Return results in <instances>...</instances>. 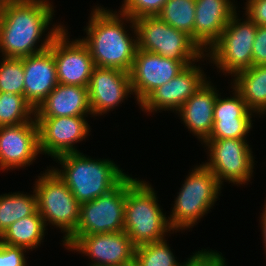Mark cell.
Instances as JSON below:
<instances>
[{
  "instance_id": "cell-1",
  "label": "cell",
  "mask_w": 266,
  "mask_h": 266,
  "mask_svg": "<svg viewBox=\"0 0 266 266\" xmlns=\"http://www.w3.org/2000/svg\"><path fill=\"white\" fill-rule=\"evenodd\" d=\"M54 8L50 0H9L1 4V57L22 58L48 49L65 27L53 23Z\"/></svg>"
},
{
  "instance_id": "cell-2",
  "label": "cell",
  "mask_w": 266,
  "mask_h": 266,
  "mask_svg": "<svg viewBox=\"0 0 266 266\" xmlns=\"http://www.w3.org/2000/svg\"><path fill=\"white\" fill-rule=\"evenodd\" d=\"M98 5L93 6L85 26L87 36L80 40L88 47L95 66L130 72L138 49L134 20L119 10Z\"/></svg>"
},
{
  "instance_id": "cell-3",
  "label": "cell",
  "mask_w": 266,
  "mask_h": 266,
  "mask_svg": "<svg viewBox=\"0 0 266 266\" xmlns=\"http://www.w3.org/2000/svg\"><path fill=\"white\" fill-rule=\"evenodd\" d=\"M53 161L51 167L66 183L77 201L82 204L110 192L129 174L111 159H94L83 152L66 153Z\"/></svg>"
},
{
  "instance_id": "cell-4",
  "label": "cell",
  "mask_w": 266,
  "mask_h": 266,
  "mask_svg": "<svg viewBox=\"0 0 266 266\" xmlns=\"http://www.w3.org/2000/svg\"><path fill=\"white\" fill-rule=\"evenodd\" d=\"M156 194L149 181L127 176L123 231L135 247L165 239L173 232L166 213H163L162 207L158 204Z\"/></svg>"
},
{
  "instance_id": "cell-5",
  "label": "cell",
  "mask_w": 266,
  "mask_h": 266,
  "mask_svg": "<svg viewBox=\"0 0 266 266\" xmlns=\"http://www.w3.org/2000/svg\"><path fill=\"white\" fill-rule=\"evenodd\" d=\"M189 171L167 216L173 234L196 226L222 193V186L203 162Z\"/></svg>"
},
{
  "instance_id": "cell-6",
  "label": "cell",
  "mask_w": 266,
  "mask_h": 266,
  "mask_svg": "<svg viewBox=\"0 0 266 266\" xmlns=\"http://www.w3.org/2000/svg\"><path fill=\"white\" fill-rule=\"evenodd\" d=\"M47 166L33 187L37 211L46 227L51 225L64 233L62 244L75 232L80 218V203L59 175Z\"/></svg>"
},
{
  "instance_id": "cell-7",
  "label": "cell",
  "mask_w": 266,
  "mask_h": 266,
  "mask_svg": "<svg viewBox=\"0 0 266 266\" xmlns=\"http://www.w3.org/2000/svg\"><path fill=\"white\" fill-rule=\"evenodd\" d=\"M238 15L237 11L232 15L219 39L205 53L217 72L231 77L252 66V48L258 27L246 14L242 15L245 19Z\"/></svg>"
},
{
  "instance_id": "cell-8",
  "label": "cell",
  "mask_w": 266,
  "mask_h": 266,
  "mask_svg": "<svg viewBox=\"0 0 266 266\" xmlns=\"http://www.w3.org/2000/svg\"><path fill=\"white\" fill-rule=\"evenodd\" d=\"M138 49L183 62L186 66L207 62V56L186 33L165 23L158 16L134 20Z\"/></svg>"
},
{
  "instance_id": "cell-9",
  "label": "cell",
  "mask_w": 266,
  "mask_h": 266,
  "mask_svg": "<svg viewBox=\"0 0 266 266\" xmlns=\"http://www.w3.org/2000/svg\"><path fill=\"white\" fill-rule=\"evenodd\" d=\"M247 139H206L208 161L203 162L215 175L219 184L248 185L253 176L256 162L252 145Z\"/></svg>"
},
{
  "instance_id": "cell-10",
  "label": "cell",
  "mask_w": 266,
  "mask_h": 266,
  "mask_svg": "<svg viewBox=\"0 0 266 266\" xmlns=\"http://www.w3.org/2000/svg\"><path fill=\"white\" fill-rule=\"evenodd\" d=\"M127 177L110 192L80 204L75 232L61 245L68 249L80 236L124 230Z\"/></svg>"
},
{
  "instance_id": "cell-11",
  "label": "cell",
  "mask_w": 266,
  "mask_h": 266,
  "mask_svg": "<svg viewBox=\"0 0 266 266\" xmlns=\"http://www.w3.org/2000/svg\"><path fill=\"white\" fill-rule=\"evenodd\" d=\"M88 116L35 117L41 154L53 160L66 153L80 152L75 144L91 135Z\"/></svg>"
},
{
  "instance_id": "cell-12",
  "label": "cell",
  "mask_w": 266,
  "mask_h": 266,
  "mask_svg": "<svg viewBox=\"0 0 266 266\" xmlns=\"http://www.w3.org/2000/svg\"><path fill=\"white\" fill-rule=\"evenodd\" d=\"M66 26L53 39L50 49L56 62L58 82L88 87L95 68L88 47L80 38L70 40Z\"/></svg>"
},
{
  "instance_id": "cell-13",
  "label": "cell",
  "mask_w": 266,
  "mask_h": 266,
  "mask_svg": "<svg viewBox=\"0 0 266 266\" xmlns=\"http://www.w3.org/2000/svg\"><path fill=\"white\" fill-rule=\"evenodd\" d=\"M198 65V66H197ZM191 64L176 77L153 90L140 104L144 113L177 112L210 77L199 64ZM202 68V69H201Z\"/></svg>"
},
{
  "instance_id": "cell-14",
  "label": "cell",
  "mask_w": 266,
  "mask_h": 266,
  "mask_svg": "<svg viewBox=\"0 0 266 266\" xmlns=\"http://www.w3.org/2000/svg\"><path fill=\"white\" fill-rule=\"evenodd\" d=\"M39 149L36 119L30 122L0 126V170H15L35 162Z\"/></svg>"
},
{
  "instance_id": "cell-15",
  "label": "cell",
  "mask_w": 266,
  "mask_h": 266,
  "mask_svg": "<svg viewBox=\"0 0 266 266\" xmlns=\"http://www.w3.org/2000/svg\"><path fill=\"white\" fill-rule=\"evenodd\" d=\"M186 67L181 61L137 49L129 73L138 106L153 90L176 77Z\"/></svg>"
},
{
  "instance_id": "cell-16",
  "label": "cell",
  "mask_w": 266,
  "mask_h": 266,
  "mask_svg": "<svg viewBox=\"0 0 266 266\" xmlns=\"http://www.w3.org/2000/svg\"><path fill=\"white\" fill-rule=\"evenodd\" d=\"M135 248L127 233L120 231L82 235L67 250L88 256L89 266H118L134 259Z\"/></svg>"
},
{
  "instance_id": "cell-17",
  "label": "cell",
  "mask_w": 266,
  "mask_h": 266,
  "mask_svg": "<svg viewBox=\"0 0 266 266\" xmlns=\"http://www.w3.org/2000/svg\"><path fill=\"white\" fill-rule=\"evenodd\" d=\"M92 116L113 111L125 99L134 96L130 73L116 68L95 66L88 85Z\"/></svg>"
},
{
  "instance_id": "cell-18",
  "label": "cell",
  "mask_w": 266,
  "mask_h": 266,
  "mask_svg": "<svg viewBox=\"0 0 266 266\" xmlns=\"http://www.w3.org/2000/svg\"><path fill=\"white\" fill-rule=\"evenodd\" d=\"M234 0H196L193 41L206 51L219 39L238 10Z\"/></svg>"
},
{
  "instance_id": "cell-19",
  "label": "cell",
  "mask_w": 266,
  "mask_h": 266,
  "mask_svg": "<svg viewBox=\"0 0 266 266\" xmlns=\"http://www.w3.org/2000/svg\"><path fill=\"white\" fill-rule=\"evenodd\" d=\"M21 59L24 67V97L36 110L59 83L56 62L50 48Z\"/></svg>"
},
{
  "instance_id": "cell-20",
  "label": "cell",
  "mask_w": 266,
  "mask_h": 266,
  "mask_svg": "<svg viewBox=\"0 0 266 266\" xmlns=\"http://www.w3.org/2000/svg\"><path fill=\"white\" fill-rule=\"evenodd\" d=\"M218 93L219 90L208 79L175 113L201 144L212 131Z\"/></svg>"
},
{
  "instance_id": "cell-21",
  "label": "cell",
  "mask_w": 266,
  "mask_h": 266,
  "mask_svg": "<svg viewBox=\"0 0 266 266\" xmlns=\"http://www.w3.org/2000/svg\"><path fill=\"white\" fill-rule=\"evenodd\" d=\"M91 115L88 87L58 85L35 110V117Z\"/></svg>"
},
{
  "instance_id": "cell-22",
  "label": "cell",
  "mask_w": 266,
  "mask_h": 266,
  "mask_svg": "<svg viewBox=\"0 0 266 266\" xmlns=\"http://www.w3.org/2000/svg\"><path fill=\"white\" fill-rule=\"evenodd\" d=\"M233 77L230 85L241 95L247 108L259 118L266 115V65H253Z\"/></svg>"
},
{
  "instance_id": "cell-23",
  "label": "cell",
  "mask_w": 266,
  "mask_h": 266,
  "mask_svg": "<svg viewBox=\"0 0 266 266\" xmlns=\"http://www.w3.org/2000/svg\"><path fill=\"white\" fill-rule=\"evenodd\" d=\"M46 230L44 220L36 210L32 215L11 224L0 237V242L33 251L44 242Z\"/></svg>"
},
{
  "instance_id": "cell-24",
  "label": "cell",
  "mask_w": 266,
  "mask_h": 266,
  "mask_svg": "<svg viewBox=\"0 0 266 266\" xmlns=\"http://www.w3.org/2000/svg\"><path fill=\"white\" fill-rule=\"evenodd\" d=\"M9 192L0 195V237L17 220L32 215L37 210L36 194Z\"/></svg>"
},
{
  "instance_id": "cell-25",
  "label": "cell",
  "mask_w": 266,
  "mask_h": 266,
  "mask_svg": "<svg viewBox=\"0 0 266 266\" xmlns=\"http://www.w3.org/2000/svg\"><path fill=\"white\" fill-rule=\"evenodd\" d=\"M195 6L196 0H167L157 16L193 40Z\"/></svg>"
},
{
  "instance_id": "cell-26",
  "label": "cell",
  "mask_w": 266,
  "mask_h": 266,
  "mask_svg": "<svg viewBox=\"0 0 266 266\" xmlns=\"http://www.w3.org/2000/svg\"><path fill=\"white\" fill-rule=\"evenodd\" d=\"M35 109L24 95L0 92V126L33 121Z\"/></svg>"
},
{
  "instance_id": "cell-27",
  "label": "cell",
  "mask_w": 266,
  "mask_h": 266,
  "mask_svg": "<svg viewBox=\"0 0 266 266\" xmlns=\"http://www.w3.org/2000/svg\"><path fill=\"white\" fill-rule=\"evenodd\" d=\"M134 259L139 266H181L182 264L181 260L178 262L166 238L137 246Z\"/></svg>"
},
{
  "instance_id": "cell-28",
  "label": "cell",
  "mask_w": 266,
  "mask_h": 266,
  "mask_svg": "<svg viewBox=\"0 0 266 266\" xmlns=\"http://www.w3.org/2000/svg\"><path fill=\"white\" fill-rule=\"evenodd\" d=\"M0 60V92L24 95V67L21 58Z\"/></svg>"
},
{
  "instance_id": "cell-29",
  "label": "cell",
  "mask_w": 266,
  "mask_h": 266,
  "mask_svg": "<svg viewBox=\"0 0 266 266\" xmlns=\"http://www.w3.org/2000/svg\"><path fill=\"white\" fill-rule=\"evenodd\" d=\"M233 96L221 97L218 93L214 104V119L254 118L255 114L247 108L241 95L231 86Z\"/></svg>"
},
{
  "instance_id": "cell-30",
  "label": "cell",
  "mask_w": 266,
  "mask_h": 266,
  "mask_svg": "<svg viewBox=\"0 0 266 266\" xmlns=\"http://www.w3.org/2000/svg\"><path fill=\"white\" fill-rule=\"evenodd\" d=\"M252 118L214 119L213 128L207 139H247L252 131Z\"/></svg>"
},
{
  "instance_id": "cell-31",
  "label": "cell",
  "mask_w": 266,
  "mask_h": 266,
  "mask_svg": "<svg viewBox=\"0 0 266 266\" xmlns=\"http://www.w3.org/2000/svg\"><path fill=\"white\" fill-rule=\"evenodd\" d=\"M167 0H123L120 12L133 20L144 16H157Z\"/></svg>"
},
{
  "instance_id": "cell-32",
  "label": "cell",
  "mask_w": 266,
  "mask_h": 266,
  "mask_svg": "<svg viewBox=\"0 0 266 266\" xmlns=\"http://www.w3.org/2000/svg\"><path fill=\"white\" fill-rule=\"evenodd\" d=\"M187 260L182 262L181 266H227L226 259L221 252L216 250L202 249L192 253Z\"/></svg>"
},
{
  "instance_id": "cell-33",
  "label": "cell",
  "mask_w": 266,
  "mask_h": 266,
  "mask_svg": "<svg viewBox=\"0 0 266 266\" xmlns=\"http://www.w3.org/2000/svg\"><path fill=\"white\" fill-rule=\"evenodd\" d=\"M26 252L28 251L22 247L0 242V266H27Z\"/></svg>"
},
{
  "instance_id": "cell-34",
  "label": "cell",
  "mask_w": 266,
  "mask_h": 266,
  "mask_svg": "<svg viewBox=\"0 0 266 266\" xmlns=\"http://www.w3.org/2000/svg\"><path fill=\"white\" fill-rule=\"evenodd\" d=\"M266 65V26H258L252 48V66Z\"/></svg>"
},
{
  "instance_id": "cell-35",
  "label": "cell",
  "mask_w": 266,
  "mask_h": 266,
  "mask_svg": "<svg viewBox=\"0 0 266 266\" xmlns=\"http://www.w3.org/2000/svg\"><path fill=\"white\" fill-rule=\"evenodd\" d=\"M244 13L258 26H266V0H246Z\"/></svg>"
},
{
  "instance_id": "cell-36",
  "label": "cell",
  "mask_w": 266,
  "mask_h": 266,
  "mask_svg": "<svg viewBox=\"0 0 266 266\" xmlns=\"http://www.w3.org/2000/svg\"><path fill=\"white\" fill-rule=\"evenodd\" d=\"M265 203H264V205H263V210H261L262 211V213H261V215H260V227H261V234H262V241H263V245H264V251H265V253H266V201H264Z\"/></svg>"
},
{
  "instance_id": "cell-37",
  "label": "cell",
  "mask_w": 266,
  "mask_h": 266,
  "mask_svg": "<svg viewBox=\"0 0 266 266\" xmlns=\"http://www.w3.org/2000/svg\"><path fill=\"white\" fill-rule=\"evenodd\" d=\"M118 266H139V264L135 259H133L131 262H128V263L123 264V265H118Z\"/></svg>"
},
{
  "instance_id": "cell-38",
  "label": "cell",
  "mask_w": 266,
  "mask_h": 266,
  "mask_svg": "<svg viewBox=\"0 0 266 266\" xmlns=\"http://www.w3.org/2000/svg\"><path fill=\"white\" fill-rule=\"evenodd\" d=\"M7 1H9V0H0V5L7 2Z\"/></svg>"
}]
</instances>
